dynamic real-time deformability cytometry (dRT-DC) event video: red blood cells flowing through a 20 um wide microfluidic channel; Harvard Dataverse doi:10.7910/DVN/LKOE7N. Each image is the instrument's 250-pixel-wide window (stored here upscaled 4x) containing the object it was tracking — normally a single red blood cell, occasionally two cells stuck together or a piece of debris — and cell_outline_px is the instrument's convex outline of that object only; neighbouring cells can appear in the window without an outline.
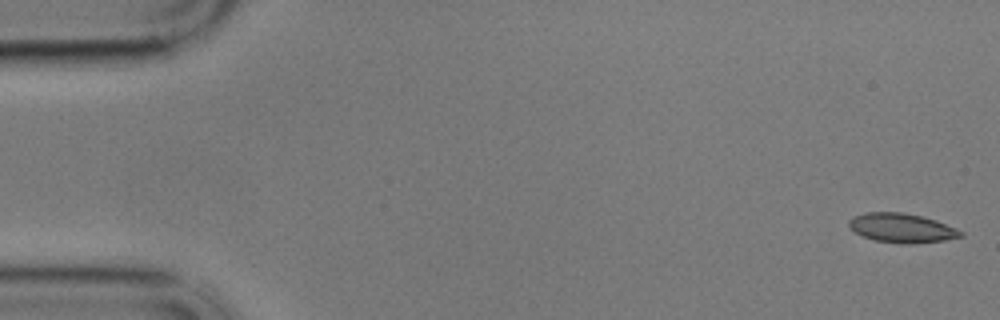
{"species": "common noctule bat (a hibernating species)", "species_latin": "Nyctalus noctula", "temperature_condition": "cold", "stored_images_in_passage": 57, "camera_frame_rate_fps": 3000, "um_per_image_px": 0.085, "animal": {"sex": "male", "body_mass_g": 17.9}, "frame": {"image": 1, "passage_image": 1, "time_ms": 0.0, "image_size_px": [1000, 320], "cell_outline_px": [[964, 236], [944, 240], [912, 244], [900, 244], [876, 240], [864, 236], [856, 232], [848, 224], [848, 220], [852, 216], [864, 212], [900, 212], [920, 216], [936, 220], [956, 228], [964, 232]], "centroid_in_image_um": [76.66, 19.37], "position_along_channel_um": 8.3, "area_um2": 19.02}}
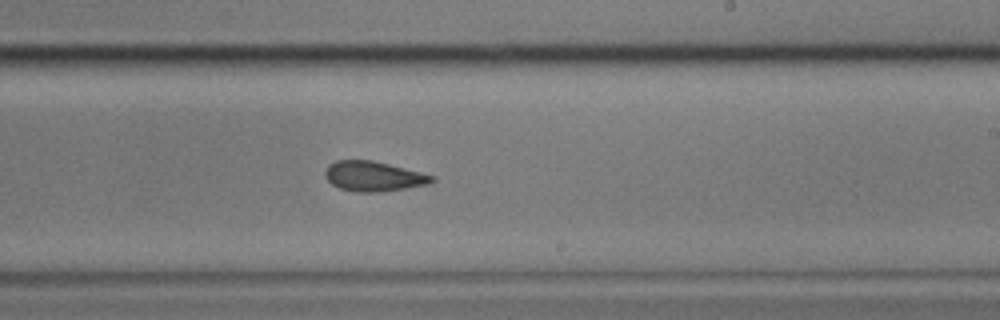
{"frame": {"image": 2, "passage_image": 34, "time_ms": 11.0, "image_size_px": [1000, 320], "cell_outline_px": [[436, 180], [428, 184], [380, 192], [356, 192], [340, 188], [332, 184], [328, 180], [324, 172], [328, 164], [336, 160], [372, 160], [436, 176]], "centroid_in_image_um": [31.74, 14.98], "position_along_channel_um": 257.3, "area_um2": 18.55}}
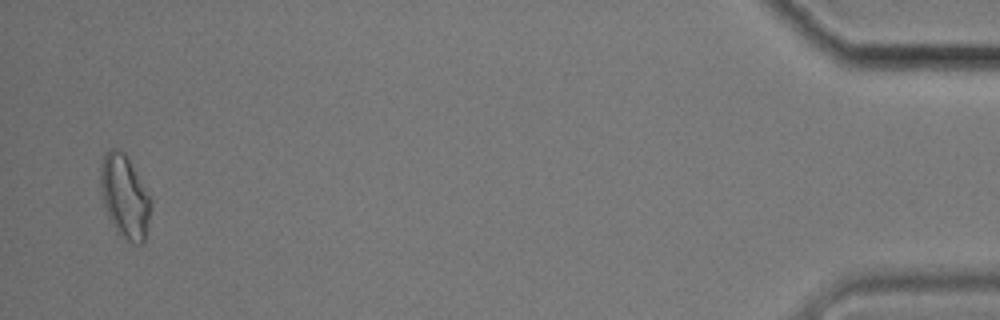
{"frame": {"image": 3, "passage_image": 56, "time_ms": 18.333, "image_size_px": [1000, 320], "cell_outline_px": [[152, 204], [148, 224], [144, 240], [140, 244], [132, 244], [120, 236], [116, 232], [112, 224], [104, 204], [100, 192], [100, 168], [104, 156], [108, 148], [120, 148], [124, 152], [152, 200]], "centroid_in_image_um": [10.59, 16.72], "position_along_channel_um": 424.6, "area_um2": 24.39}, "authors_computed_cell_mechanics": {"area_um2": 19.1896, "velocity_mm_per_s": 3.4304, "shape_relaxation_time_tau1_ms": null, "shape_relaxation_time_tau2_ms": 3.2027, "deformation_change_tau1": null, "deformation_change_tau2": 0.0948}}